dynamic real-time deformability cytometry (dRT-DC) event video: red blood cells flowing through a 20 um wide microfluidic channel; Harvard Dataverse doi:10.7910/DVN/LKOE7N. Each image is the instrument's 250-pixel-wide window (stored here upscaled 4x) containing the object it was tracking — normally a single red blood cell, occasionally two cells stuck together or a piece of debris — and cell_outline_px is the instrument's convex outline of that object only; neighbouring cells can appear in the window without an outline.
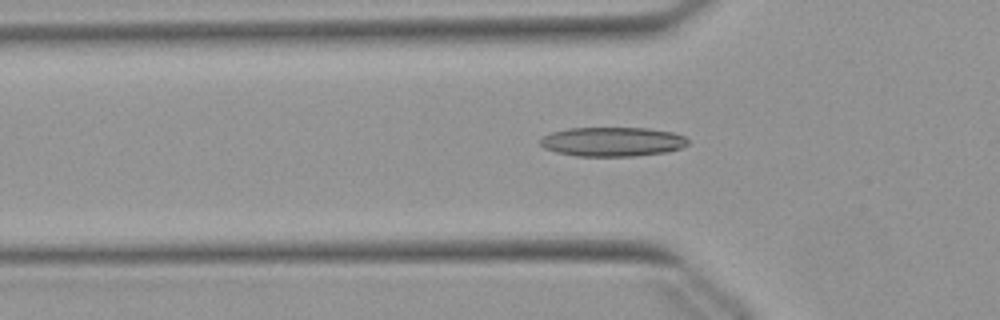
{"species": "Egyptian fruit bat (a non-hibernating species)", "species_latin": "Rousettus aegyptiacus", "temperature_condition": "warm", "stored_images_in_passage": 52, "camera_frame_rate_fps": 3000, "um_per_image_px": 0.085, "animal": {"sex": "female"}, "frame": {"image": 1, "passage_image": 17, "time_ms": 5.333, "image_size_px": [1000, 320], "cell_outline_px": [[688, 144], [680, 148], [668, 152], [636, 156], [576, 156], [556, 152], [544, 148], [540, 144], [540, 140], [544, 136], [552, 132], [568, 128], [648, 128], [672, 132], [684, 136], [688, 140]], "centroid_in_image_um": [52.06, 12.05], "position_along_channel_um": 73.7, "area_um2": 25.26}}
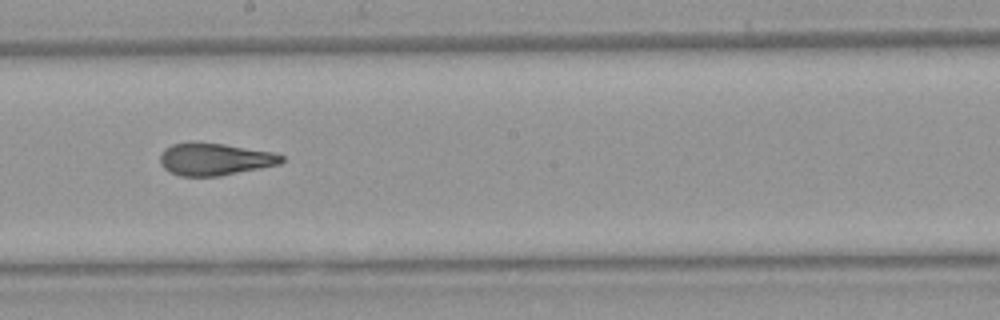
{"frame": {"image": 2, "passage_image": 29, "time_ms": 9.333, "image_size_px": [1000, 320], "cell_outline_px": [[284, 160], [280, 164], [220, 176], [180, 176], [164, 168], [160, 164], [160, 156], [164, 148], [172, 144], [188, 140], [196, 140], [224, 144], [276, 152], [284, 156]], "centroid_in_image_um": [18.24, 13.5], "position_along_channel_um": 230.0, "area_um2": 23.35}}
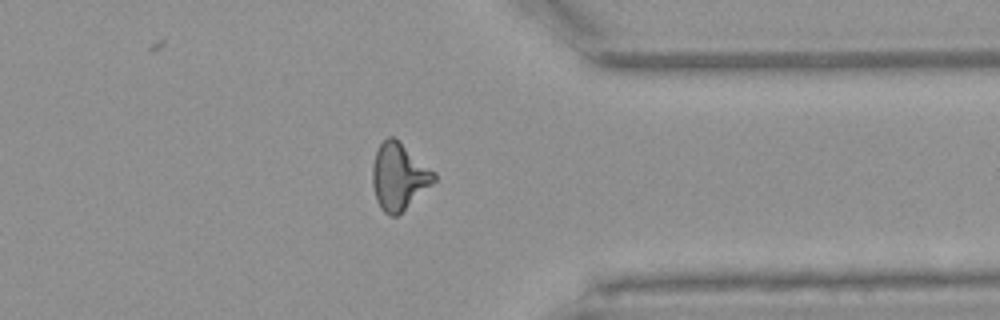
{"frame": {"image": 3, "passage_image": 41, "time_ms": 13.333, "image_size_px": [1000, 320], "cell_outline_px": [[436, 180], [432, 184], [396, 216], [388, 216], [380, 208], [376, 200], [372, 184], [372, 168], [376, 152], [380, 144], [388, 136], [392, 136], [436, 172]], "centroid_in_image_um": [33.89, 15.02], "position_along_channel_um": 377.5, "area_um2": 23.58}, "authors_computed_cell_mechanics": {"area_um2": 23.4957, "velocity_mm_per_s": 3.8846, "shape_relaxation_time_tau1_ms": 9.889, "shape_relaxation_time_tau2_ms": 2.0905, "deformation_change_tau1": 0.2479, "deformation_change_tau2": 0.1185}}